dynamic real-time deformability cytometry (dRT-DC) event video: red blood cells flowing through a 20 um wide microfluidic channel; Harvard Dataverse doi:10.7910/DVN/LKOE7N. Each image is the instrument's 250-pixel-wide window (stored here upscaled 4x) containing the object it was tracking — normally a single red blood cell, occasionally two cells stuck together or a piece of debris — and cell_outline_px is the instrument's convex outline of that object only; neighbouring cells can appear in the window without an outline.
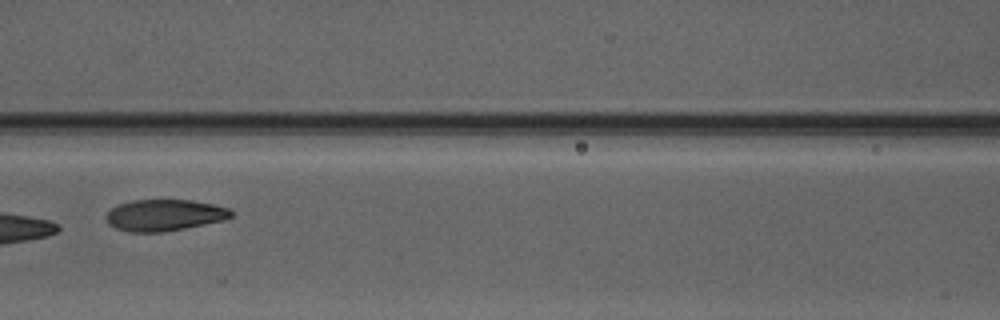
{"species": "Egyptian fruit bat (a non-hibernating species)", "species_latin": "Rousettus aegyptiacus", "temperature_condition": "warm", "stored_images_in_passage": 3, "camera_frame_rate_fps": 3000, "um_per_image_px": 0.085, "animal": {"sex": "male"}, "frame": {"image": 1, "passage_image": 3, "time_ms": 2.333, "image_size_px": [1000, 320], "cell_outline_px": [[232, 216], [224, 220], [164, 232], [128, 232], [116, 228], [108, 224], [104, 216], [112, 208], [120, 204], [132, 200], [192, 200], [212, 204], [228, 208], [232, 212]], "centroid_in_image_um": [13.94, 18.29], "position_along_channel_um": 152.7, "area_um2": 22.83}}